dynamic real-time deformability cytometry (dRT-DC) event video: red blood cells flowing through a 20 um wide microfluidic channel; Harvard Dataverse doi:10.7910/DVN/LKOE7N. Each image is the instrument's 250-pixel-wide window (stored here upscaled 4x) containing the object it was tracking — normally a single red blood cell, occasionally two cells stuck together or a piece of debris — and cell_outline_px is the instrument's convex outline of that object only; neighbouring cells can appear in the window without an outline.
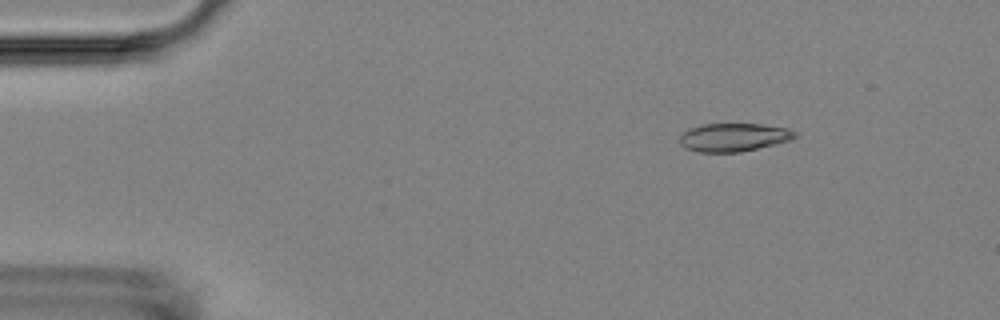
{"species": "Egyptian fruit bat (a non-hibernating species)", "species_latin": "Rousettus aegyptiacus", "temperature_condition": "room temperature", "stored_images_in_passage": 4, "camera_frame_rate_fps": 3000, "um_per_image_px": 0.085, "animal": {"sex": "female"}, "frame": {"image": 1, "passage_image": 2, "time_ms": 1.0, "image_size_px": [1000, 320], "cell_outline_px": [[796, 136], [792, 140], [740, 152], [700, 152], [684, 148], [680, 144], [680, 136], [688, 128], [700, 124], [764, 124], [788, 128], [796, 132]], "centroid_in_image_um": [62.35, 11.66], "position_along_channel_um": 22.6, "area_um2": 19.07}}